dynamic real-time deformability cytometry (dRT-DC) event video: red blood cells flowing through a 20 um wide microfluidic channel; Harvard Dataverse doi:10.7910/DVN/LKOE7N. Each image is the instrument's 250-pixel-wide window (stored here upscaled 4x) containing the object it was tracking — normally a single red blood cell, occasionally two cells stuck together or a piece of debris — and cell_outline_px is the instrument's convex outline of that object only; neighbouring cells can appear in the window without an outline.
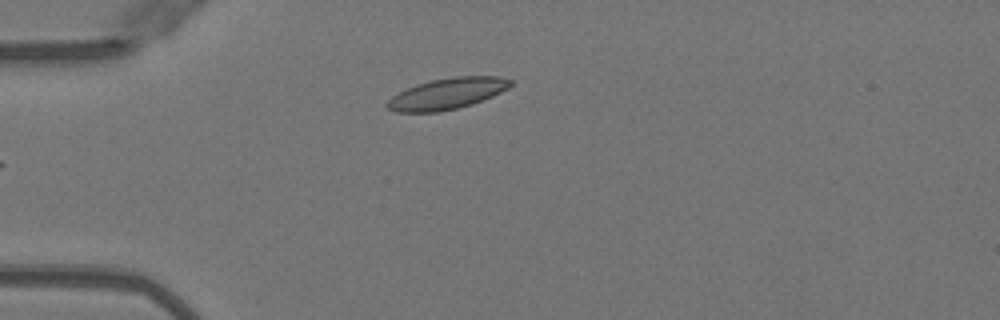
{"species": "Egyptian fruit bat (a non-hibernating species)", "species_latin": "Rousettus aegyptiacus", "temperature_condition": "warm", "stored_images_in_passage": 35, "camera_frame_rate_fps": 3000, "um_per_image_px": 0.085, "animal": {"sex": "female"}, "frame": {"image": 1, "passage_image": 2, "time_ms": 0.333, "image_size_px": [1000, 320], "cell_outline_px": [[512, 84], [508, 88], [492, 96], [472, 104], [440, 112], [396, 112], [388, 108], [384, 104], [392, 96], [416, 84], [432, 80], [452, 76], [500, 76], [512, 80]], "centroid_in_image_um": [38.0, 7.96], "position_along_channel_um": 47.0, "area_um2": 22.31}}
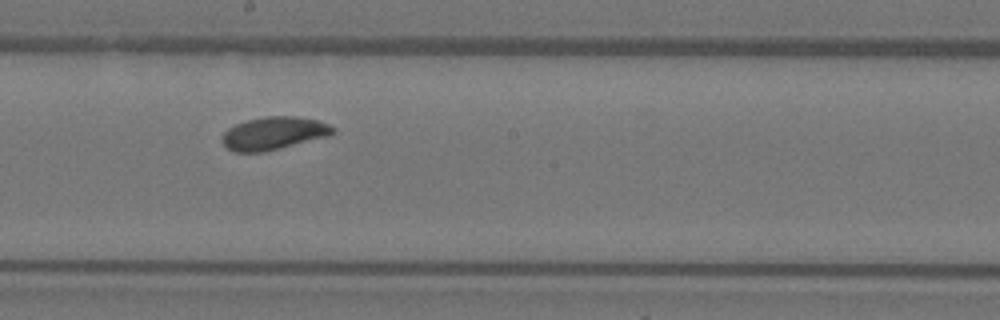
{"frame": {"image": 2, "passage_image": 17, "time_ms": 5.333, "image_size_px": [1000, 320], "cell_outline_px": [[336, 128], [328, 136], [264, 152], [232, 152], [220, 140], [224, 132], [228, 128], [244, 120], [264, 116], [300, 116], [316, 120], [328, 124]], "centroid_in_image_um": [23.23, 11.32], "position_along_channel_um": 225.0, "area_um2": 21.27}}
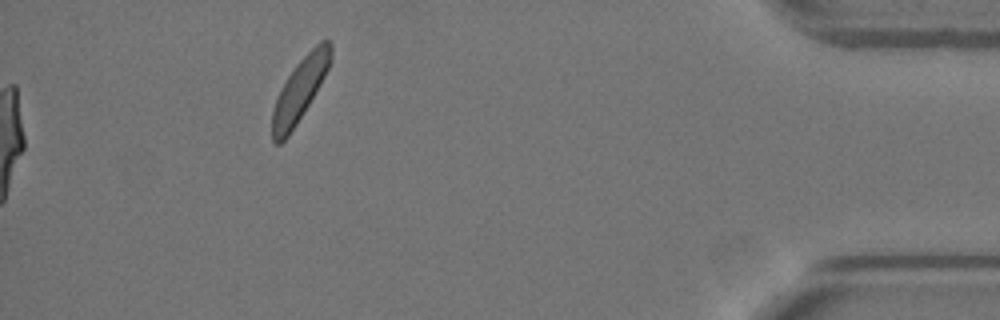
{"frame": {"image": 3, "passage_image": 35, "time_ms": 11.333, "image_size_px": [1000, 320], "cell_outline_px": [[332, 60], [320, 84], [296, 124], [288, 136], [280, 144], [276, 144], [272, 140], [272, 108], [280, 88], [296, 64], [320, 40], [328, 40], [332, 44]], "centroid_in_image_um": [25.47, 7.62], "position_along_channel_um": 409.7, "area_um2": 21.15}, "authors_computed_cell_mechanics": {"area_um2": 21.1548, "velocity_mm_per_s": 3.9645, "shape_relaxation_time_tau1_ms": 3.9542, "shape_relaxation_time_tau2_ms": null, "deformation_change_tau1": 0.0962, "deformation_change_tau2": null}}